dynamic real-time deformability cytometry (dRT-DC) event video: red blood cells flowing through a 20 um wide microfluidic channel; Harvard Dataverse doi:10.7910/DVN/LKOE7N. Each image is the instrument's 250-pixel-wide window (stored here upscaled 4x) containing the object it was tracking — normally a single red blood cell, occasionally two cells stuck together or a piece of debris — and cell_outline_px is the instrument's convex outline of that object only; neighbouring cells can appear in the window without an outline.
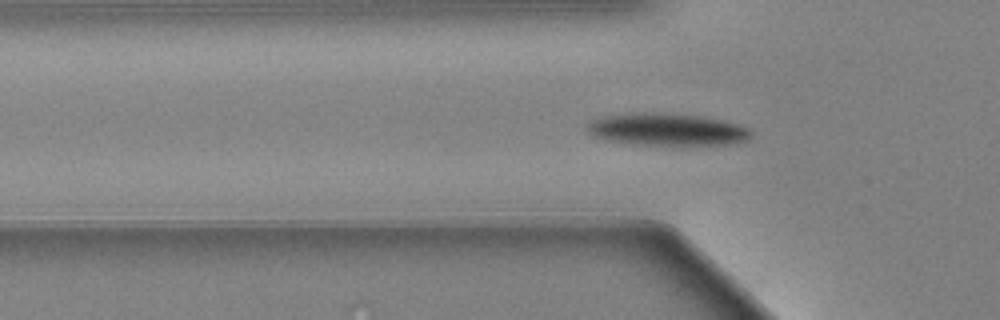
{"species": "Egyptian fruit bat (a non-hibernating species)", "species_latin": "Rousettus aegyptiacus", "temperature_condition": "warm", "stored_images_in_passage": 44, "camera_frame_rate_fps": 3000, "um_per_image_px": 0.085, "animal": {"sex": "female"}, "frame": {"image": 1, "passage_image": 4, "time_ms": 1.0, "image_size_px": [1000, 320], "cell_outline_px": [[752, 136], [748, 140], [736, 144], [680, 148], [632, 144], [604, 140], [592, 136], [588, 132], [588, 120], [604, 116], [632, 112], [652, 112], [704, 116], [724, 120], [748, 128], [752, 132]], "centroid_in_image_um": [56.73, 11.05], "position_along_channel_um": 69.1, "area_um2": 32.54}}
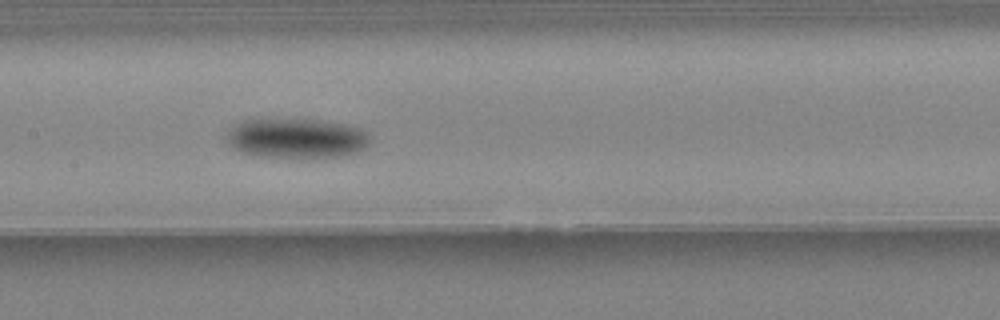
{"frame": {"image": 2, "passage_image": 14, "time_ms": 4.333, "image_size_px": [1000, 320], "cell_outline_px": [[372, 140], [364, 148], [348, 156], [252, 156], [228, 144], [224, 136], [228, 128], [240, 120], [260, 116], [320, 120], [344, 124], [360, 128], [368, 132], [372, 136]], "centroid_in_image_um": [25.14, 11.68], "position_along_channel_um": 182.3, "area_um2": 34.28}}
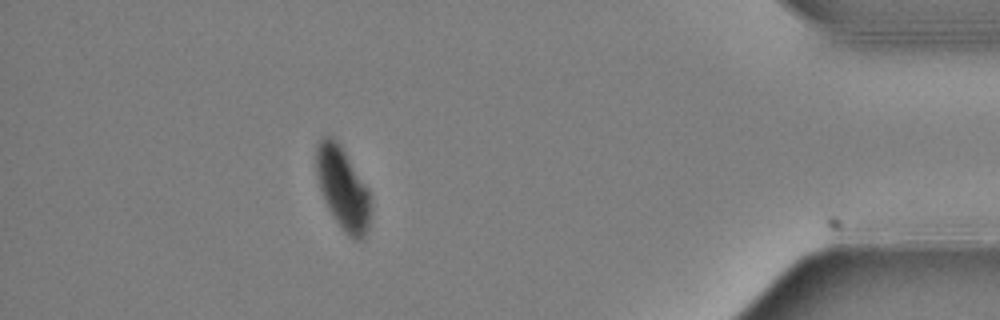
{"frame": {"image": 3, "passage_image": 38, "time_ms": 12.333, "image_size_px": [1000, 320], "cell_outline_px": [[372, 208], [368, 228], [364, 236], [360, 240], [356, 240], [348, 236], [344, 232], [328, 208], [320, 188], [316, 172], [316, 144], [324, 136], [332, 136], [340, 144], [368, 188], [372, 204]], "centroid_in_image_um": [29.15, 16.01], "position_along_channel_um": 406.0, "area_um2": 26.13}}